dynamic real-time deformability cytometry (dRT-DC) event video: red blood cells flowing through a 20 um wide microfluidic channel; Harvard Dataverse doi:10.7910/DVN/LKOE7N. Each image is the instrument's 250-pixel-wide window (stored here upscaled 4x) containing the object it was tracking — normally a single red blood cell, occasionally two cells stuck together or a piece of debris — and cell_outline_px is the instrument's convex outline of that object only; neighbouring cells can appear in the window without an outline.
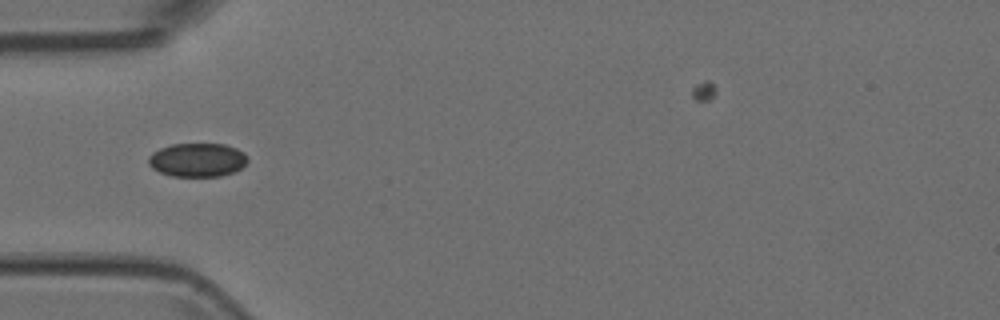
{"species": "Egyptian fruit bat (a non-hibernating species)", "species_latin": "Rousettus aegyptiacus", "temperature_condition": "room temperature", "stored_images_in_passage": 8, "camera_frame_rate_fps": 3000, "um_per_image_px": 0.085, "animal": {"sex": "female"}, "frame": {"image": 1, "passage_image": 4, "time_ms": 1.0, "image_size_px": [1000, 320], "cell_outline_px": [[248, 160], [240, 168], [232, 172], [220, 176], [172, 176], [160, 172], [152, 168], [148, 164], [148, 156], [152, 152], [160, 148], [172, 144], [224, 144], [236, 148], [244, 152], [248, 156]], "centroid_in_image_um": [16.76, 13.58], "position_along_channel_um": 68.2, "area_um2": 19.48}}
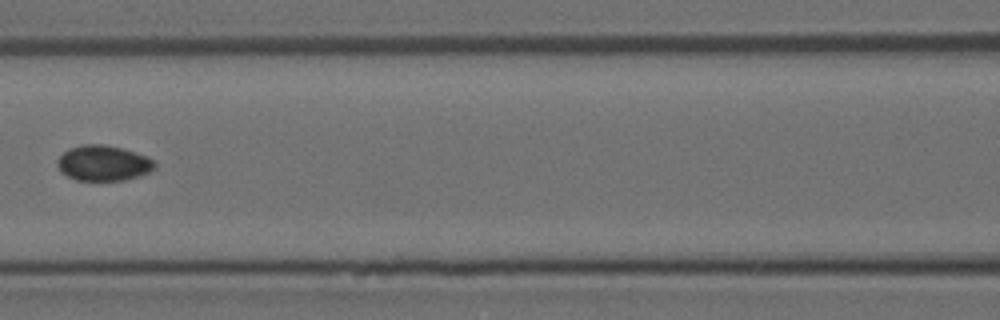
{"frame": {"image": 2, "passage_image": 6, "time_ms": 1.667, "image_size_px": [1000, 320], "cell_outline_px": [[156, 168], [148, 172], [124, 180], [76, 180], [60, 172], [56, 164], [56, 160], [68, 148], [84, 144], [104, 144], [120, 148], [148, 156], [156, 164]], "centroid_in_image_um": [8.75, 13.86], "position_along_channel_um": 157.9, "area_um2": 20.06}}
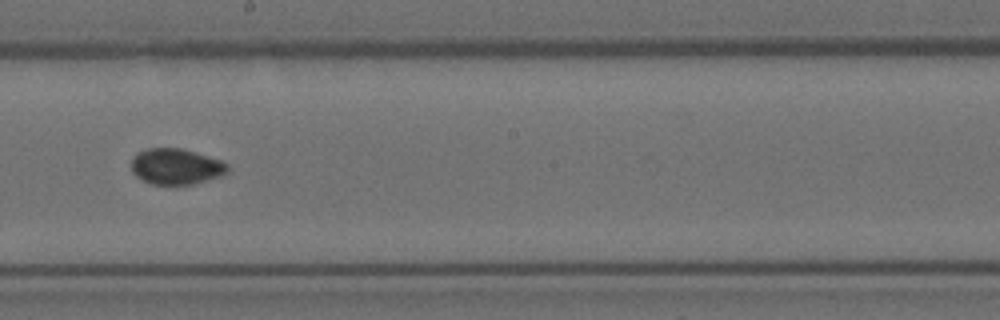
{"frame": {"image": 3, "passage_image": 8, "time_ms": 2.333, "image_size_px": [1000, 320], "cell_outline_px": [[228, 172], [220, 176], [192, 184], [152, 184], [140, 180], [132, 172], [132, 160], [140, 152], [148, 148], [180, 148], [196, 152], [220, 160], [228, 164]], "centroid_in_image_um": [14.97, 14.16], "position_along_channel_um": 233.2, "area_um2": 19.94}}